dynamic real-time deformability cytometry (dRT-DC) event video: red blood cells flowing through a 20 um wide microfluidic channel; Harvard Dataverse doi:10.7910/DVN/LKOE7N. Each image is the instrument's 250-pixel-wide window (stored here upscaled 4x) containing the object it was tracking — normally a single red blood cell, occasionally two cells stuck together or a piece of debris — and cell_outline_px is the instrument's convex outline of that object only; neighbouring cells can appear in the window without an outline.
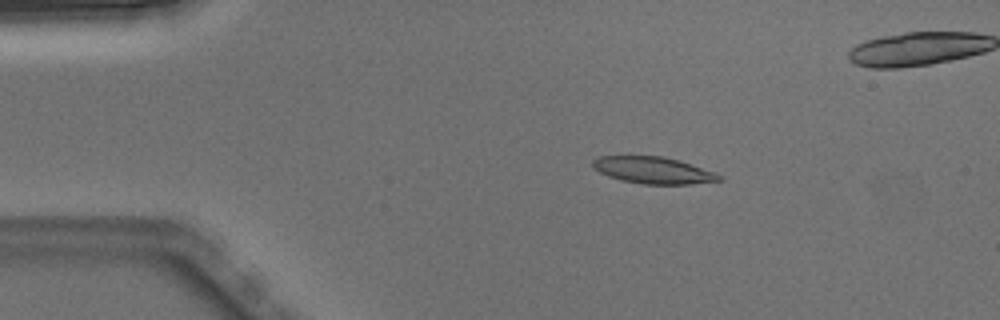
{"species": "Egyptian fruit bat (a non-hibernating species)", "species_latin": "Rousettus aegyptiacus", "temperature_condition": "warm", "stored_images_in_passage": 4, "camera_frame_rate_fps": 3000, "um_per_image_px": 0.085, "animal": {"sex": "male"}, "frame": {"image": 1, "passage_image": 2, "time_ms": 0.333, "image_size_px": [1000, 320], "cell_outline_px": [[724, 180], [692, 184], [644, 184], [620, 180], [608, 176], [592, 168], [592, 160], [600, 156], [664, 156], [680, 160], [716, 172], [724, 176]], "centroid_in_image_um": [55.57, 14.47], "position_along_channel_um": 29.4, "area_um2": 20.0}}